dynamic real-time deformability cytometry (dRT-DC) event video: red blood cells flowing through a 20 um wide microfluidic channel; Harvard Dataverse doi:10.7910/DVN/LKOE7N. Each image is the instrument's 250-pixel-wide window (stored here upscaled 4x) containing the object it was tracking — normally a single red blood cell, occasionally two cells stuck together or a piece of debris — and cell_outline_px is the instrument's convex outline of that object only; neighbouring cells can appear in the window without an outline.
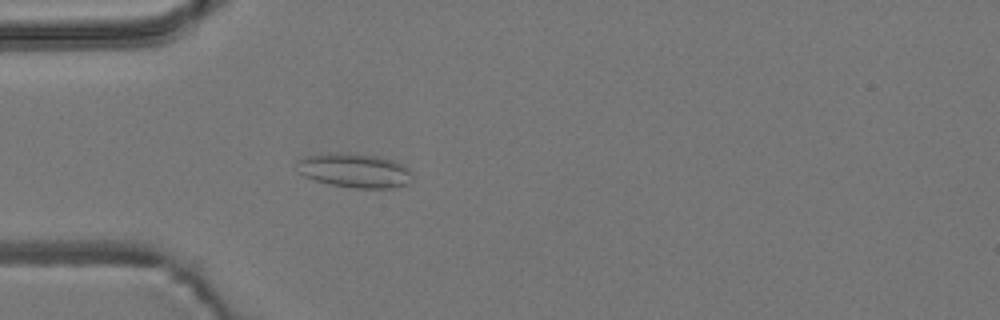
{"species": "common noctule bat (a hibernating species)", "species_latin": "Nyctalus noctula", "temperature_condition": "room temperature", "stored_images_in_passage": 55, "camera_frame_rate_fps": 3000, "um_per_image_px": 0.085, "animal": {"sex": "male", "body_mass_g": 19.2, "forearm_length_mm": 51.8}, "frame": {"image": 1, "passage_image": 16, "time_ms": 5.0, "image_size_px": [1000, 320], "cell_outline_px": [[412, 180], [408, 184], [392, 188], [352, 188], [332, 184], [316, 180], [304, 176], [300, 172], [296, 160], [304, 156], [328, 152], [376, 156], [392, 160], [408, 168], [412, 176]], "centroid_in_image_um": [30.13, 14.5], "position_along_channel_um": 54.9, "area_um2": 22.83}}
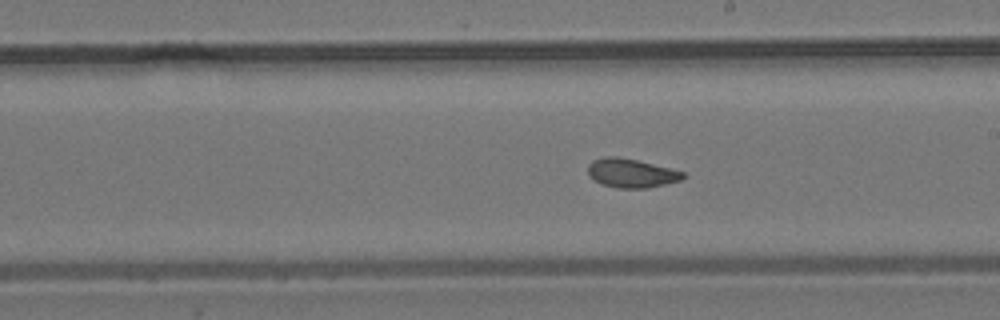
{"frame": {"image": 2, "passage_image": 31, "time_ms": 10.0, "image_size_px": [1000, 320], "cell_outline_px": [[684, 176], [680, 180], [648, 188], [616, 188], [592, 180], [588, 176], [588, 164], [592, 160], [604, 156], [616, 156], [636, 160], [684, 172]], "centroid_in_image_um": [53.58, 14.71], "position_along_channel_um": 235.4, "area_um2": 15.9}}
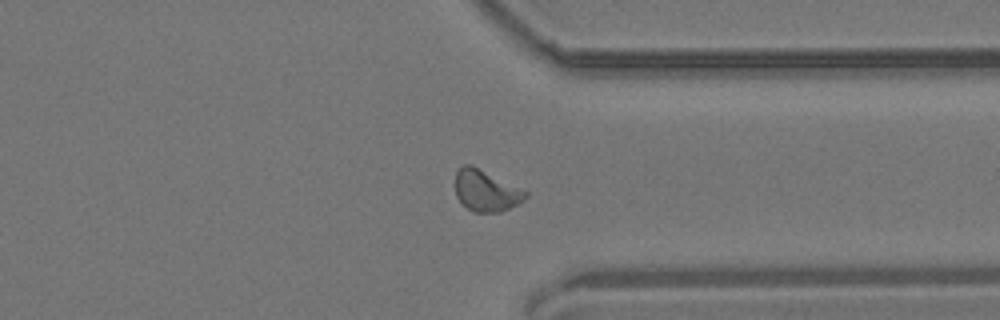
{"frame": {"image": 3, "passage_image": 42, "time_ms": 13.667, "image_size_px": [1000, 320], "cell_outline_px": [[528, 196], [524, 200], [500, 212], [472, 212], [456, 196], [456, 172], [464, 164], [472, 164], [528, 192]], "centroid_in_image_um": [41.31, 16.2], "position_along_channel_um": 370.1, "area_um2": 16.7}, "authors_computed_cell_mechanics": {"area_um2": 16.5886, "velocity_mm_per_s": 3.7271, "shape_relaxation_time_tau1_ms": null, "shape_relaxation_time_tau2_ms": 2.9082, "deformation_change_tau1": null, "deformation_change_tau2": 0.084}}